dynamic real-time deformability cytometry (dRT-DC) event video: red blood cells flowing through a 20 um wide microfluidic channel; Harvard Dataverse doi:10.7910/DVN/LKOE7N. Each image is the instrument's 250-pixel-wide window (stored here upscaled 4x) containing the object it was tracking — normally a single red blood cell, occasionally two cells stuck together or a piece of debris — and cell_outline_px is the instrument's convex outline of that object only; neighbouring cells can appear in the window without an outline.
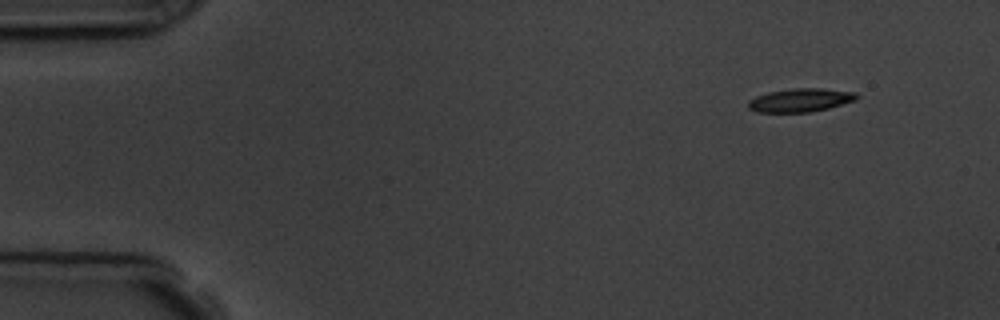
{"species": "common noctule bat (a hibernating species)", "species_latin": "Nyctalus noctula", "temperature_condition": "room temperature", "stored_images_in_passage": 3, "camera_frame_rate_fps": 3000, "um_per_image_px": 0.085, "animal": {"sex": "male", "body_mass_g": 19.5, "forearm_length_mm": 54.6}, "frame": {"image": 1, "passage_image": 1, "time_ms": 0.0, "image_size_px": [1000, 320], "cell_outline_px": [[860, 96], [856, 100], [828, 108], [808, 112], [756, 112], [748, 108], [748, 100], [756, 96], [768, 92], [792, 88], [820, 88], [856, 92]], "centroid_in_image_um": [68.03, 8.5], "position_along_channel_um": 17.0, "area_um2": 14.85}}